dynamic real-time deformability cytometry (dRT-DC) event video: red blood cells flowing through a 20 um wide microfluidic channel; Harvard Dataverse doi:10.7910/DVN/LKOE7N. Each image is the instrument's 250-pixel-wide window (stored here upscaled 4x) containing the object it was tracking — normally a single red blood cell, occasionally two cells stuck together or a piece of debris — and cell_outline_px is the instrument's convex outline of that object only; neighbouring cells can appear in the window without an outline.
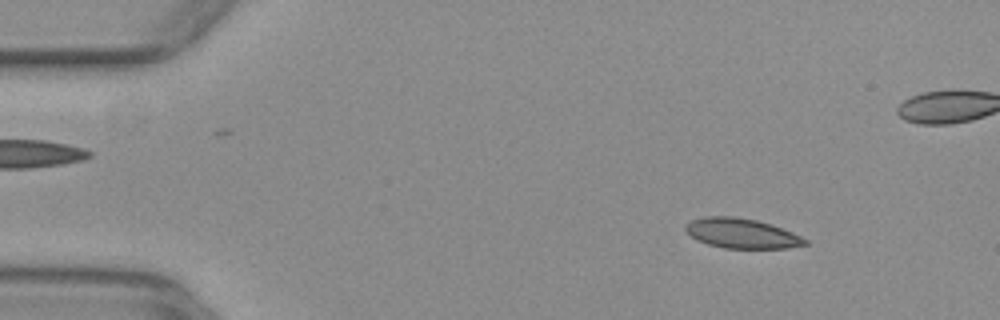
{"species": "common noctule bat (a hibernating species)", "species_latin": "Nyctalus noctula", "temperature_condition": "warm", "stored_images_in_passage": 52, "camera_frame_rate_fps": 3000, "um_per_image_px": 0.085, "animal": {"sex": "female", "body_mass_g": 29.2, "forearm_length_mm": 56.3}, "frame": {"image": 1, "passage_image": 6, "time_ms": 1.667, "image_size_px": [1000, 320], "cell_outline_px": [[808, 244], [788, 248], [724, 248], [708, 244], [696, 240], [684, 228], [684, 224], [692, 220], [704, 216], [736, 216], [756, 220], [772, 224], [792, 232], [808, 240]], "centroid_in_image_um": [63.04, 19.83], "position_along_channel_um": 22.0, "area_um2": 20.87}}
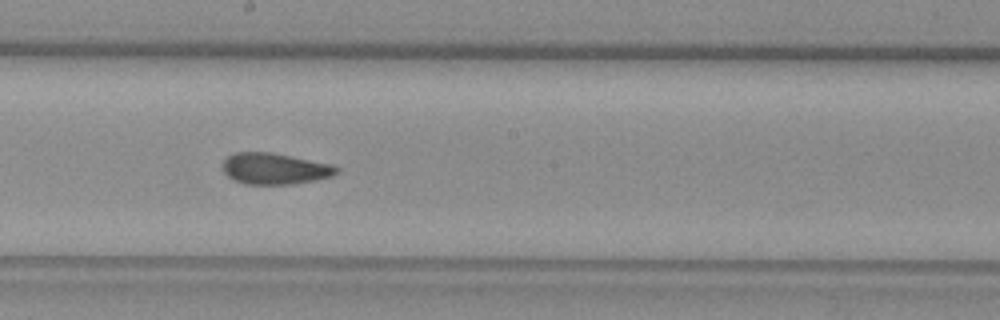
{"frame": {"image": 2, "passage_image": 28, "time_ms": 9.0, "image_size_px": [1000, 320], "cell_outline_px": [[340, 172], [332, 176], [316, 180], [292, 184], [244, 184], [228, 176], [224, 172], [224, 160], [228, 156], [236, 152], [272, 152], [332, 164], [340, 168]], "centroid_in_image_um": [23.41, 14.33], "position_along_channel_um": 224.8, "area_um2": 20.75}}
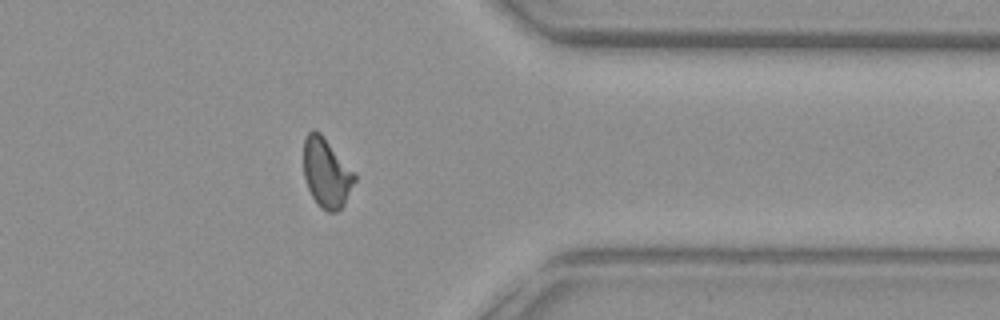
{"frame": {"image": 3, "passage_image": 41, "time_ms": 13.333, "image_size_px": [1000, 320], "cell_outline_px": [[356, 180], [344, 204], [336, 212], [328, 212], [320, 208], [316, 204], [308, 188], [304, 176], [304, 136], [312, 128], [320, 132], [356, 172]], "centroid_in_image_um": [27.76, 14.68], "position_along_channel_um": 383.6, "area_um2": 20.92}, "authors_computed_cell_mechanics": {"area_um2": 20.8658, "velocity_mm_per_s": 3.9584, "shape_relaxation_time_tau1_ms": 10.2156, "shape_relaxation_time_tau2_ms": 2.0306, "deformation_change_tau1": 0.1886, "deformation_change_tau2": 0.071}}